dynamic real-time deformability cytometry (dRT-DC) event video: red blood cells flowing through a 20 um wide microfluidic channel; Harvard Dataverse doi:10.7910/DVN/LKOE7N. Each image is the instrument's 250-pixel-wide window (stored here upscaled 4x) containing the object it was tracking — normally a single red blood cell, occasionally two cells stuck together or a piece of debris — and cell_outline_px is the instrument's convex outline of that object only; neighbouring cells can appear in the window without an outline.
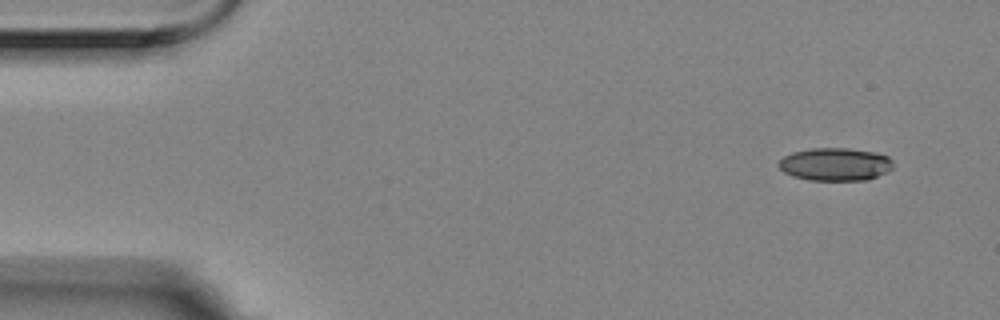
{"species": "Egyptian fruit bat (a non-hibernating species)", "species_latin": "Rousettus aegyptiacus", "temperature_condition": "room temperature", "stored_images_in_passage": 5, "camera_frame_rate_fps": 3000, "um_per_image_px": 0.085, "animal": {"sex": "female"}, "frame": {"image": 1, "passage_image": 1, "time_ms": 0.0, "image_size_px": [1000, 320], "cell_outline_px": [[892, 168], [888, 172], [868, 180], [808, 180], [792, 176], [784, 172], [776, 164], [784, 156], [792, 152], [812, 148], [848, 148], [876, 152], [888, 156], [892, 160]], "centroid_in_image_um": [71.0, 13.96], "position_along_channel_um": 14.0, "area_um2": 22.14}}
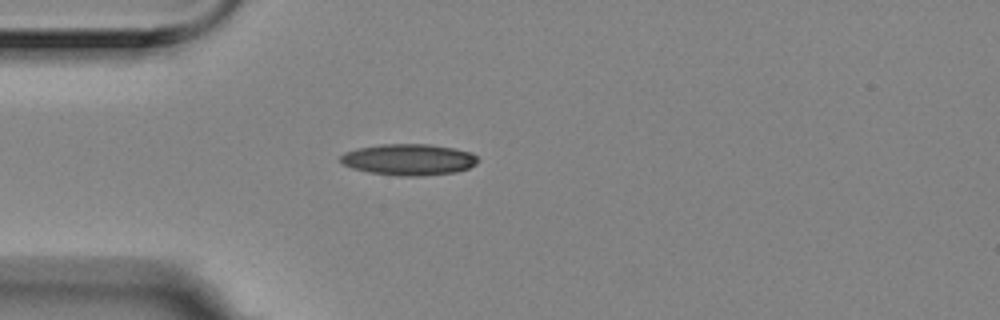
{"frame": {"image": 2, "passage_image": 4, "time_ms": 1.0, "image_size_px": [1000, 320], "cell_outline_px": [[480, 160], [476, 164], [468, 168], [456, 172], [420, 176], [400, 176], [372, 172], [352, 168], [344, 164], [340, 160], [340, 156], [344, 152], [356, 148], [380, 144], [428, 144], [456, 148], [472, 152]], "centroid_in_image_um": [34.77, 13.55], "position_along_channel_um": 50.2, "area_um2": 25.14}}